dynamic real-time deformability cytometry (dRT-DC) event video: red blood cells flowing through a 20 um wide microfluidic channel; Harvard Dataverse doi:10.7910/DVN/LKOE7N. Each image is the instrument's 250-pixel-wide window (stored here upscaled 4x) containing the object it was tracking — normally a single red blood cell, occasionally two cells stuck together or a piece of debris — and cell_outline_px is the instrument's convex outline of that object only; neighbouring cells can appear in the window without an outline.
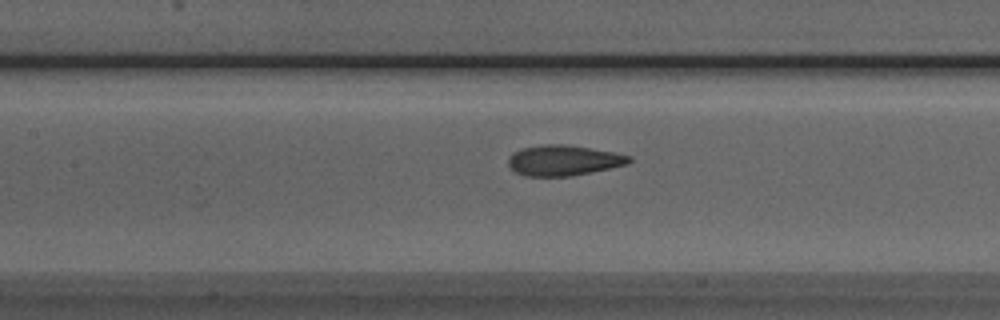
{"species": "Egyptian fruit bat (a non-hibernating species)", "species_latin": "Rousettus aegyptiacus", "temperature_condition": "room temperature", "stored_images_in_passage": 51, "camera_frame_rate_fps": 3000, "um_per_image_px": 0.085, "animal": {"sex": "male"}, "frame": {"image": 1, "passage_image": 23, "time_ms": 7.333, "image_size_px": [1000, 320], "cell_outline_px": [[632, 160], [628, 164], [572, 176], [524, 176], [516, 172], [508, 164], [508, 156], [512, 152], [520, 148], [544, 144], [564, 144], [616, 152], [632, 156]], "centroid_in_image_um": [47.89, 13.62], "position_along_channel_um": 159.5, "area_um2": 21.62}}
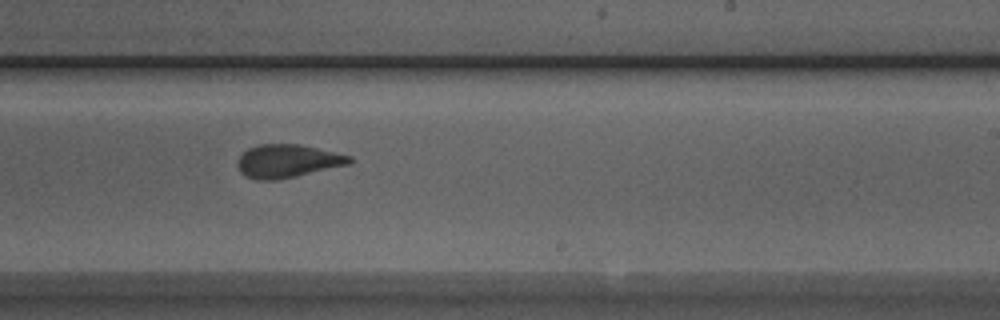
{"frame": {"image": 2, "passage_image": 31, "time_ms": 10.0, "image_size_px": [1000, 320], "cell_outline_px": [[352, 164], [296, 176], [276, 180], [256, 180], [244, 176], [240, 172], [236, 164], [240, 156], [248, 148], [260, 144], [300, 144], [336, 152], [352, 156]], "centroid_in_image_um": [24.45, 13.69], "position_along_channel_um": 264.6, "area_um2": 21.85}}
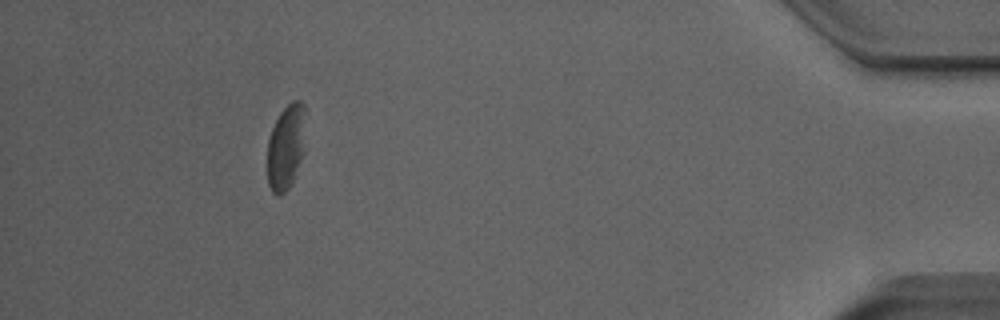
{"frame": {"image": 3, "passage_image": 47, "time_ms": 15.333, "image_size_px": [1000, 320], "cell_outline_px": [[308, 112], [300, 156], [292, 184], [280, 196], [272, 192], [268, 184], [268, 140], [272, 128], [280, 112], [292, 100], [300, 100], [304, 104]], "centroid_in_image_um": [24.31, 12.42], "position_along_channel_um": 410.9, "area_um2": 18.84}, "authors_computed_cell_mechanics": {"area_um2": 21.675, "velocity_mm_per_s": 3.9546, "shape_relaxation_time_tau1_ms": 3.8009, "shape_relaxation_time_tau2_ms": 1.7691, "deformation_change_tau1": 0.1442, "deformation_change_tau2": 0.08}}